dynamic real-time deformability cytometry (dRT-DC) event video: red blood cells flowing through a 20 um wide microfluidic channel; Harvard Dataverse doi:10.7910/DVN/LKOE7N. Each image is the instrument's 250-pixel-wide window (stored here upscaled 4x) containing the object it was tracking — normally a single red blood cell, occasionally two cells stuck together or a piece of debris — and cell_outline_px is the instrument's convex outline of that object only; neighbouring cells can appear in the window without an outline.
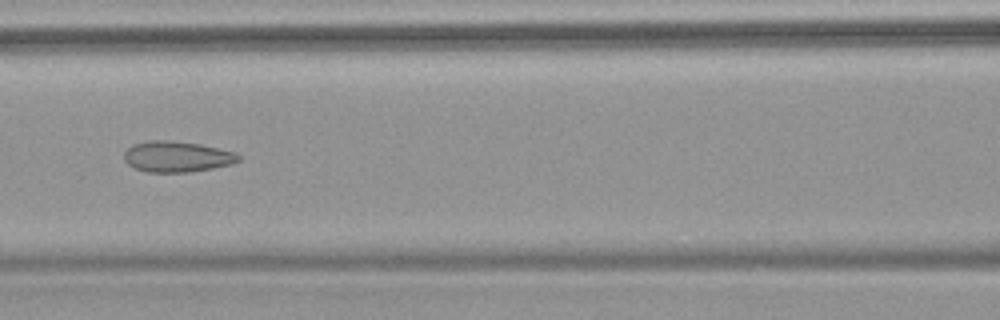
{"species": "common noctule bat (a hibernating species)", "species_latin": "Nyctalus noctula", "temperature_condition": "warm", "stored_images_in_passage": 7, "camera_frame_rate_fps": 3000, "um_per_image_px": 0.085, "animal": {"sex": "female", "body_mass_g": 18.4}, "frame": {"image": 1, "passage_image": 7, "time_ms": 7.667, "image_size_px": [1000, 320], "cell_outline_px": [[240, 160], [232, 164], [212, 168], [188, 172], [148, 172], [136, 168], [128, 164], [124, 160], [124, 152], [132, 144], [152, 140], [164, 140], [200, 144], [236, 152], [240, 156]], "centroid_in_image_um": [15.04, 13.31], "position_along_channel_um": 151.6, "area_um2": 20.46}}